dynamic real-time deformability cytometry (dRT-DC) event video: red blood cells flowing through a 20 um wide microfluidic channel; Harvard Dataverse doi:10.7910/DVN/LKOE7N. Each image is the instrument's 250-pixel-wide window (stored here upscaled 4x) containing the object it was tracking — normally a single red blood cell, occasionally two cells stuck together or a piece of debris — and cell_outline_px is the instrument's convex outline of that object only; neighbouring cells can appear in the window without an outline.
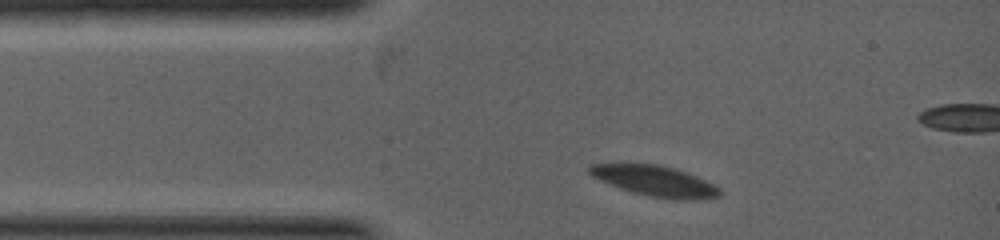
{"species": "common noctule bat (a hibernating species)", "species_latin": "Nyctalus noctula", "temperature_condition": "warm", "stored_images_in_passage": 18, "camera_frame_rate_fps": 5000, "um_per_image_px": 0.085, "animal": {"sex": "female", "body_mass_g": 19.0, "forearm_length_mm": 53.3}, "frame": {"image": 1, "passage_image": 1, "time_ms": 0.0, "image_size_px": [1000, 240], "cell_outline_px": [[720, 196], [688, 200], [676, 200], [652, 196], [632, 192], [608, 184], [592, 176], [588, 172], [588, 164], [620, 160], [624, 160], [660, 164], [676, 168], [688, 172], [720, 188]], "centroid_in_image_um": [55.53, 15.3], "position_along_channel_um": 29.5, "area_um2": 24.16}}
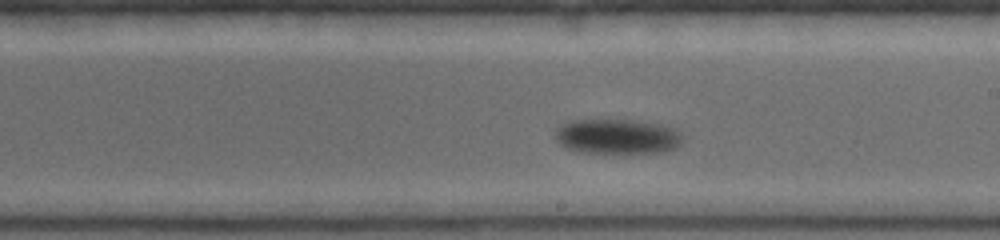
{"frame": {"image": 2, "passage_image": 10, "time_ms": 3.4, "image_size_px": [1000, 240], "cell_outline_px": [[684, 140], [680, 144], [672, 148], [660, 152], [584, 152], [564, 148], [556, 140], [556, 128], [572, 120], [636, 120], [660, 124], [672, 128], [680, 132]], "centroid_in_image_um": [52.46, 11.59], "position_along_channel_um": 236.5, "area_um2": 25.66}}
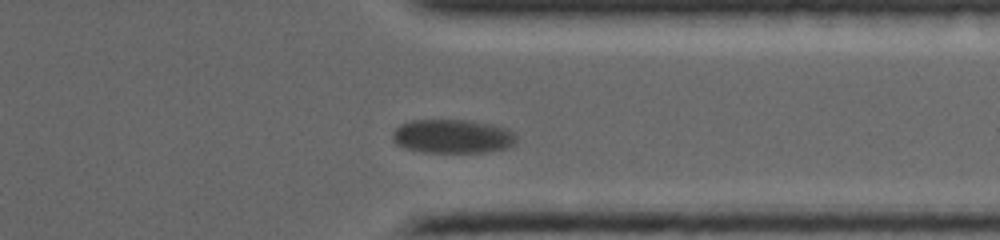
{"frame": {"image": 3, "passage_image": 15, "time_ms": 5.4, "image_size_px": [1000, 240], "cell_outline_px": [[516, 140], [512, 144], [504, 148], [484, 152], [424, 152], [404, 148], [396, 144], [392, 140], [392, 132], [400, 124], [412, 120], [472, 120], [492, 124], [508, 128], [516, 132]], "centroid_in_image_um": [38.45, 11.57], "position_along_channel_um": 372.9, "area_um2": 24.62}}